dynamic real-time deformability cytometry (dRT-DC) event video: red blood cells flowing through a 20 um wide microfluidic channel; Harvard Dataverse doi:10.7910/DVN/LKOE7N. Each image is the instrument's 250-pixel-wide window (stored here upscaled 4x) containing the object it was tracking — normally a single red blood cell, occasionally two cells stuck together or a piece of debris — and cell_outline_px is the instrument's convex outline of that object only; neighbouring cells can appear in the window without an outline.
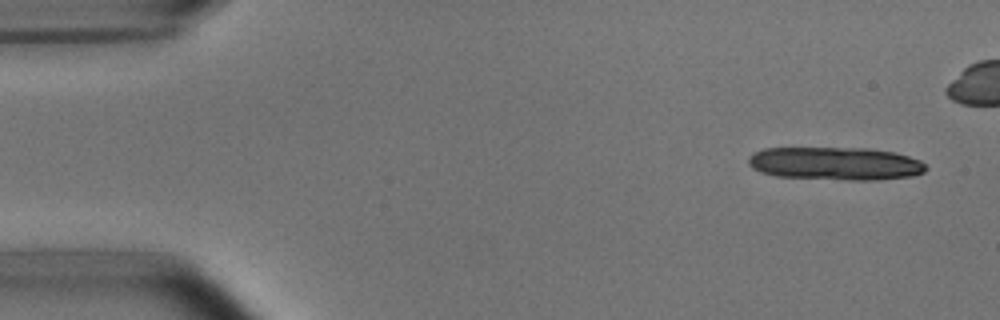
{"species": "common noctule bat (a hibernating species)", "species_latin": "Nyctalus noctula", "temperature_condition": "room temperature", "stored_images_in_passage": 8, "camera_frame_rate_fps": 3000, "um_per_image_px": 0.085, "animal": {"sex": "male", "body_mass_g": 15.6}, "frame": {"image": 1, "passage_image": 1, "time_ms": 0.0, "image_size_px": [1000, 320], "cell_outline_px": [[928, 168], [924, 172], [912, 176], [880, 180], [848, 180], [776, 176], [760, 172], [752, 168], [748, 164], [748, 156], [752, 152], [764, 148], [868, 148], [892, 152], [908, 156], [920, 160]], "centroid_in_image_um": [70.98, 13.9], "position_along_channel_um": 14.0, "area_um2": 34.45}}